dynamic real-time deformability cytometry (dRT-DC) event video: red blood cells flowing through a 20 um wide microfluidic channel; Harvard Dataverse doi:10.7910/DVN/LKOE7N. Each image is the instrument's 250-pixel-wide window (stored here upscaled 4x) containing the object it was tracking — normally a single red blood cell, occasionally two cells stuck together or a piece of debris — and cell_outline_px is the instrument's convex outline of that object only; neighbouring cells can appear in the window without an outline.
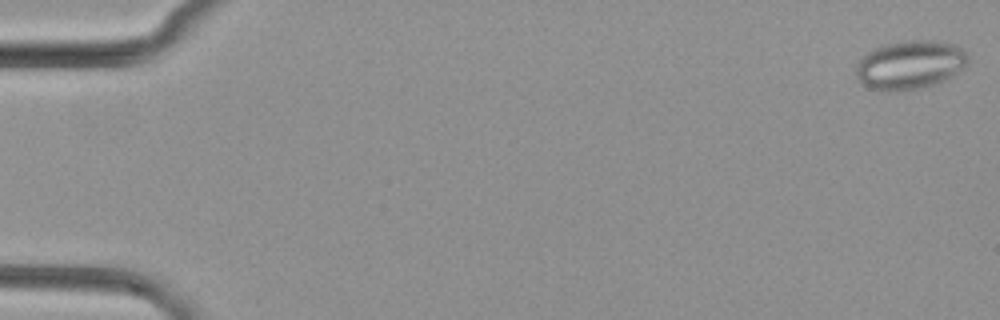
{"species": "common noctule bat (a hibernating species)", "species_latin": "Nyctalus noctula", "temperature_condition": "cold", "stored_images_in_passage": 13, "camera_frame_rate_fps": 3000, "um_per_image_px": 0.085, "animal": {"sex": "female", "body_mass_g": 29.2, "forearm_length_mm": 56.3}, "frame": {"image": 1, "passage_image": 1, "time_ms": 0.0, "image_size_px": [1000, 320], "cell_outline_px": [[968, 60], [964, 68], [948, 80], [924, 88], [892, 92], [888, 92], [868, 88], [856, 76], [856, 64], [872, 48], [884, 44], [904, 40], [936, 40], [956, 44], [968, 56]], "centroid_in_image_um": [77.37, 5.52], "position_along_channel_um": 7.6, "area_um2": 32.37}}